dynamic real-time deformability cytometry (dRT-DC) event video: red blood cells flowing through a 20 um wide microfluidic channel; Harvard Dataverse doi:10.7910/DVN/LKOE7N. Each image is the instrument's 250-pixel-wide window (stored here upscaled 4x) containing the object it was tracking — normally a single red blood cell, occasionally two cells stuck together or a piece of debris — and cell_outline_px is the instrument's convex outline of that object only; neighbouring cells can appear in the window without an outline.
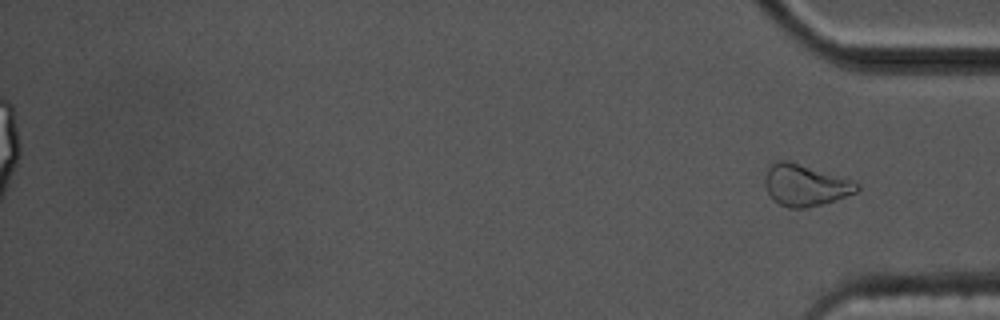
{"species": "common noctule bat (a hibernating species)", "species_latin": "Nyctalus noctula", "temperature_condition": "cold", "stored_images_in_passage": 41, "segment_of_instrument_passage": [2, 2], "camera_frame_rate_fps": 3000, "um_per_image_px": 0.085, "animal": {"sex": "male", "body_mass_g": 17.5, "forearm_length_mm": 52.3}, "frame": {"image": 1, "passage_image": 41, "time_ms": 13.333, "image_size_px": [1000, 320], "cell_outline_px": [[860, 188], [856, 192], [836, 200], [804, 208], [788, 208], [780, 204], [768, 192], [764, 184], [764, 176], [768, 168], [776, 160], [788, 160], [852, 180], [860, 184]], "centroid_in_image_um": [68.44, 15.73], "position_along_channel_um": 366.8, "area_um2": 22.08}}